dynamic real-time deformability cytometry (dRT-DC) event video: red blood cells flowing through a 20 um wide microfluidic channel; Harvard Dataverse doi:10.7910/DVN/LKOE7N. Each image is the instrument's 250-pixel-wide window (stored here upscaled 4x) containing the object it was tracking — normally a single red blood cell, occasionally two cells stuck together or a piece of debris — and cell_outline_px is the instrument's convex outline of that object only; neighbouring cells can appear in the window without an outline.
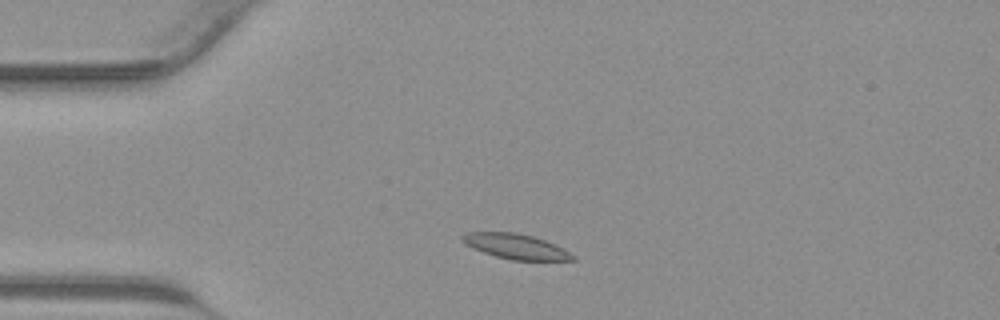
{"species": "common noctule bat (a hibernating species)", "species_latin": "Nyctalus noctula", "temperature_condition": "warm", "stored_images_in_passage": 36, "camera_frame_rate_fps": 3000, "um_per_image_px": 0.085, "animal": {"sex": "male", "body_mass_g": 23.1, "forearm_length_mm": 52.7}, "frame": {"image": 1, "passage_image": 4, "time_ms": 1.0, "image_size_px": [1000, 320], "cell_outline_px": [[576, 260], [512, 260], [496, 256], [472, 248], [464, 244], [460, 240], [460, 236], [464, 232], [516, 232], [532, 236], [544, 240], [564, 248], [576, 256]], "centroid_in_image_um": [43.81, 20.94], "position_along_channel_um": 41.2, "area_um2": 16.24}}
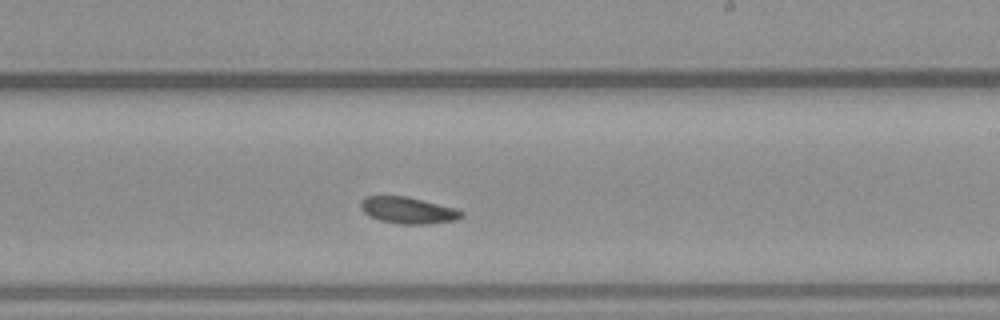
{"frame": {"image": 2, "passage_image": 19, "time_ms": 6.0, "image_size_px": [1000, 320], "cell_outline_px": [[464, 216], [456, 220], [424, 224], [400, 224], [380, 220], [364, 212], [360, 208], [360, 200], [364, 196], [408, 196], [456, 208], [464, 212]], "centroid_in_image_um": [34.69, 17.86], "position_along_channel_um": 254.3, "area_um2": 15.66}}
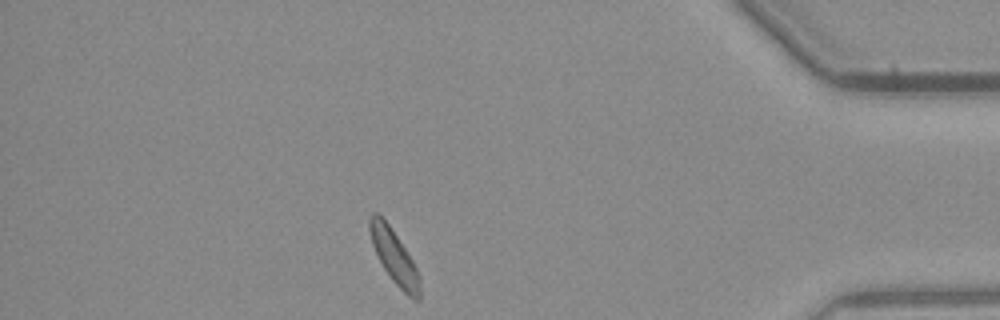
{"frame": {"image": 3, "passage_image": 31, "time_ms": 10.0, "image_size_px": [1000, 320], "cell_outline_px": [[420, 300], [416, 300], [408, 296], [392, 280], [384, 268], [372, 244], [368, 228], [368, 220], [372, 212], [376, 212], [388, 224], [412, 260], [420, 276]], "centroid_in_image_um": [33.5, 21.83], "position_along_channel_um": 401.7, "area_um2": 15.32}}